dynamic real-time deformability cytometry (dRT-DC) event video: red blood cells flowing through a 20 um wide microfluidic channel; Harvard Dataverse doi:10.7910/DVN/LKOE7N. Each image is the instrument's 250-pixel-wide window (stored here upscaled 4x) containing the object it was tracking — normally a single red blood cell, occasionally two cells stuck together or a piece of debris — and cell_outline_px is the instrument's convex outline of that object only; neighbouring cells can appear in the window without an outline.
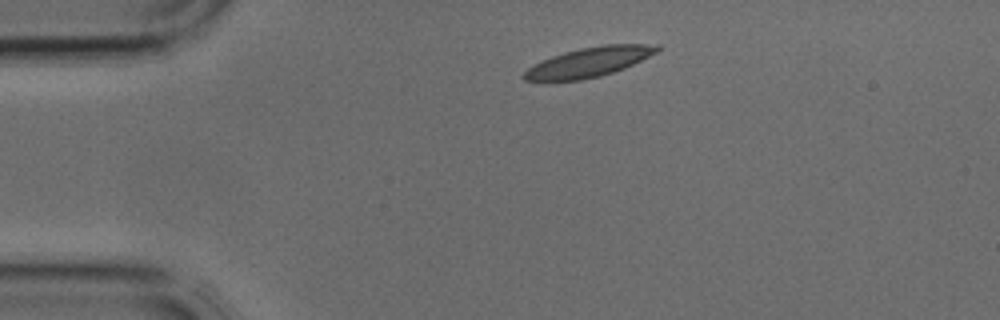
{"species": "common noctule bat (a hibernating species)", "species_latin": "Nyctalus noctula", "temperature_condition": "cold", "stored_images_in_passage": 2, "camera_frame_rate_fps": 3000, "um_per_image_px": 0.085, "animal": {"sex": "male", "body_mass_g": 17.9, "forearm_length_mm": 54.2}, "frame": {"image": 1, "passage_image": 1, "time_ms": 0.0, "image_size_px": [1000, 320], "cell_outline_px": [[660, 48], [656, 52], [624, 68], [600, 76], [580, 80], [544, 84], [524, 80], [520, 76], [532, 64], [552, 56], [564, 52], [580, 48], [604, 44], [656, 44]], "centroid_in_image_um": [49.91, 5.33], "position_along_channel_um": 35.1, "area_um2": 23.47}}